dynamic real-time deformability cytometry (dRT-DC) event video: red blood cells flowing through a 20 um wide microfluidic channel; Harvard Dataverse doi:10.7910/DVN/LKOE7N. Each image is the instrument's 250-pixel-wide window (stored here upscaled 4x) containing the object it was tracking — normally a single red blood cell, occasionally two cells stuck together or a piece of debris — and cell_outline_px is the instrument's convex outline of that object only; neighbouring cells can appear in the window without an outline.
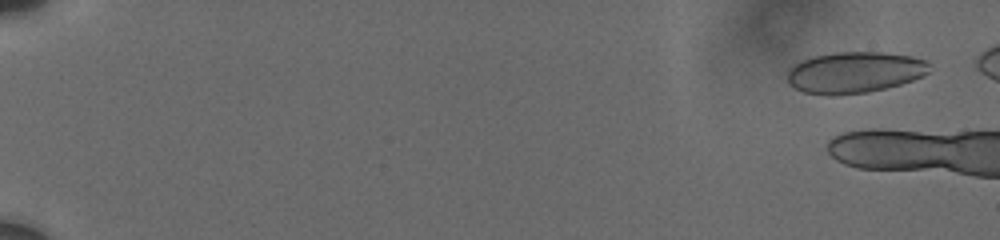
{"species": "human", "species_latin": "Homo sapiens", "temperature_condition": "cold", "stored_images_in_passage": 13, "camera_frame_rate_fps": 3000, "um_per_image_px": 0.085, "donor": {"sex": "male"}, "frame": {"image": 1, "passage_image": 4, "time_ms": 0.667, "image_size_px": [1000, 240], "cell_outline_px": [[928, 72], [924, 76], [888, 88], [868, 92], [832, 96], [828, 96], [804, 92], [788, 84], [788, 68], [812, 56], [836, 52], [880, 52], [912, 56], [928, 60]], "centroid_in_image_um": [72.64, 6.16], "position_along_channel_um": 12.4, "area_um2": 34.33}}